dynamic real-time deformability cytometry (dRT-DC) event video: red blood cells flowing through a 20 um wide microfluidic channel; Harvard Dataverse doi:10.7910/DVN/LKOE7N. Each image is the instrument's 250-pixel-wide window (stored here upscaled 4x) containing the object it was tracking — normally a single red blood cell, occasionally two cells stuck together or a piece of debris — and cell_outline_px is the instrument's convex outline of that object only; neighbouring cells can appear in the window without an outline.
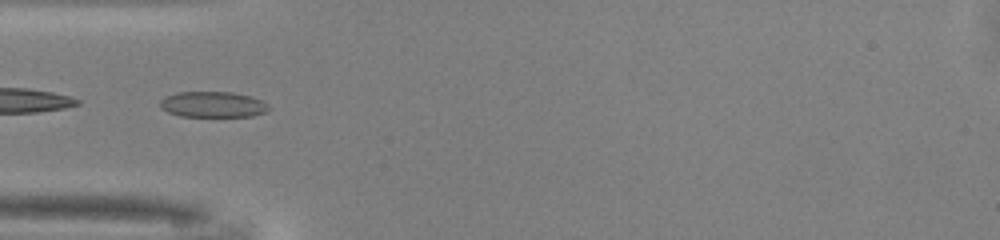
{"species": "common noctule bat (a hibernating species)", "species_latin": "Nyctalus noctula", "temperature_condition": "warm", "stored_images_in_passage": 47, "camera_frame_rate_fps": 3000, "um_per_image_px": 0.085, "animal": {"sex": "male", "body_mass_g": 13.0, "forearm_length_mm": 53.1}, "frame": {"image": 1, "passage_image": 14, "time_ms": 4.333, "image_size_px": [1000, 240], "cell_outline_px": [[272, 108], [264, 112], [252, 116], [180, 116], [168, 112], [160, 108], [160, 100], [176, 92], [232, 92], [252, 96], [268, 104]], "centroid_in_image_um": [18.11, 8.87], "position_along_channel_um": 66.9, "area_um2": 16.3}}
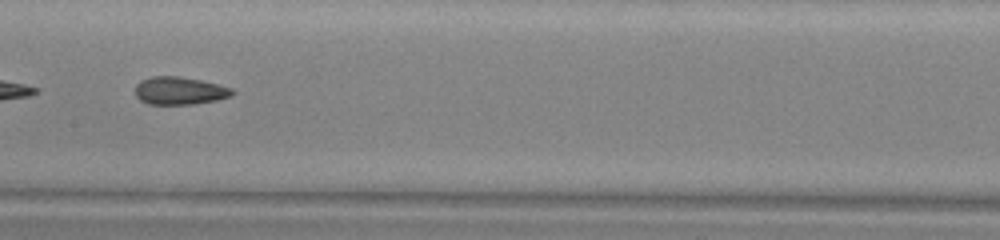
{"frame": {"image": 2, "passage_image": 23, "time_ms": 7.333, "image_size_px": [1000, 240], "cell_outline_px": [[236, 92], [232, 96], [216, 100], [192, 104], [148, 104], [140, 100], [136, 96], [136, 84], [140, 80], [152, 76], [176, 76], [200, 80], [232, 88]], "centroid_in_image_um": [15.26, 7.71], "position_along_channel_um": 192.1, "area_um2": 15.66}}
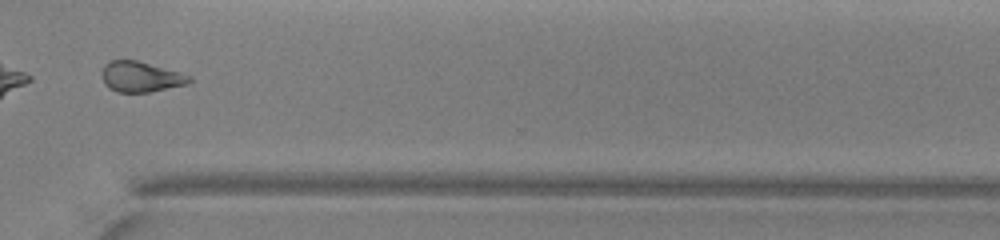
{"frame": {"image": 3, "passage_image": 35, "time_ms": 11.333, "image_size_px": [1000, 240], "cell_outline_px": [[192, 80], [188, 84], [148, 92], [116, 92], [108, 88], [104, 84], [100, 76], [104, 64], [112, 60], [136, 60], [180, 72], [192, 76]], "centroid_in_image_um": [11.93, 6.53], "position_along_channel_um": 358.7, "area_um2": 15.66}, "authors_computed_cell_mechanics": {"area_um2": 16.3574, "velocity_mm_per_s": 4.1652, "shape_relaxation_time_tau1_ms": 3.1938, "shape_relaxation_time_tau2_ms": 3.4674, "deformation_change_tau1": 0.0917, "deformation_change_tau2": 0.0847}}